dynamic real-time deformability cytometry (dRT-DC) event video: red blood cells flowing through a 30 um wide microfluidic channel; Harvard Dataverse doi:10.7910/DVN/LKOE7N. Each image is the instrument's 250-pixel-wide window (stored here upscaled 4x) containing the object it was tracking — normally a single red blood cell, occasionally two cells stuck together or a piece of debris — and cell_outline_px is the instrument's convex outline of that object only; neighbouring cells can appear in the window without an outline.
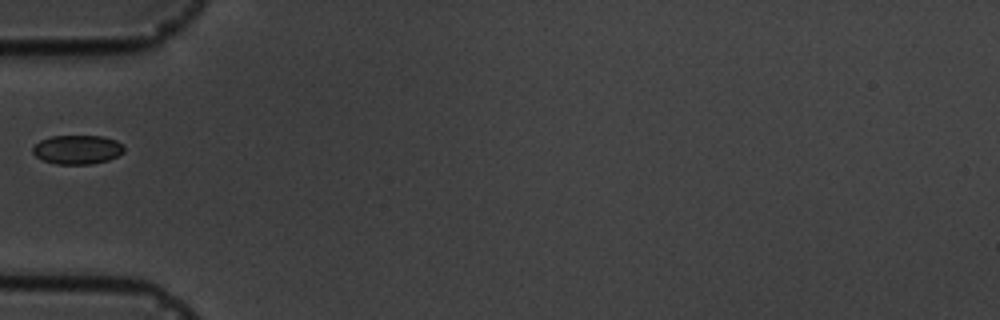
{"species": "common noctule bat (a hibernating species)", "species_latin": "Nyctalus noctula", "temperature_condition": "cold", "stored_images_in_passage": 6, "camera_frame_rate_fps": 3000, "um_per_image_px": 0.085, "animal": {"sex": "male", "body_mass_g": 19.5, "forearm_length_mm": 54.6}, "frame": {"image": 1, "passage_image": 6, "time_ms": 5.667, "image_size_px": [1000, 320], "cell_outline_px": [[124, 152], [108, 160], [92, 164], [56, 164], [44, 160], [36, 156], [32, 152], [32, 148], [40, 140], [52, 136], [104, 136], [116, 140], [124, 144]], "centroid_in_image_um": [6.6, 12.71], "position_along_channel_um": 78.4, "area_um2": 15.49}}